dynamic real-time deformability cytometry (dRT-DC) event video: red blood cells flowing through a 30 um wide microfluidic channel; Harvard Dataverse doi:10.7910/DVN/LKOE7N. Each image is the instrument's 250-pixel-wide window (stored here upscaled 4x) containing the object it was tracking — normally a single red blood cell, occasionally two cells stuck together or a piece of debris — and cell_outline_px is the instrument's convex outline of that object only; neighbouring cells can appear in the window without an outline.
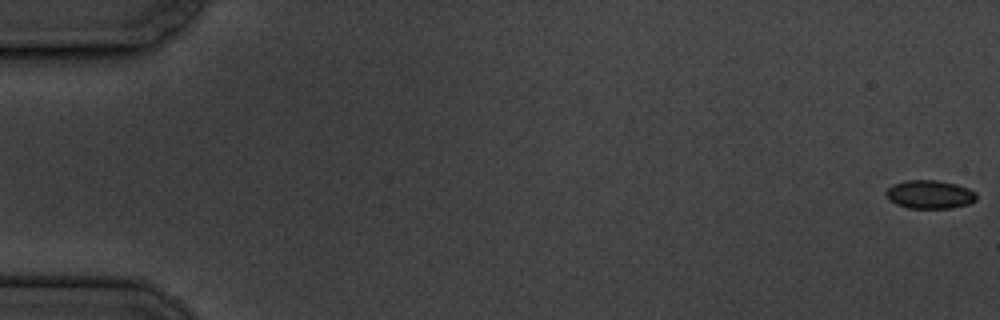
{"species": "common noctule bat (a hibernating species)", "species_latin": "Nyctalus noctula", "temperature_condition": "cold", "stored_images_in_passage": 6, "camera_frame_rate_fps": 3000, "um_per_image_px": 0.085, "animal": {"sex": "male", "body_mass_g": 19.5, "forearm_length_mm": 54.6}, "frame": {"image": 1, "passage_image": 1, "time_ms": 0.0, "image_size_px": [1000, 320], "cell_outline_px": [[976, 200], [968, 204], [952, 208], [908, 208], [896, 204], [884, 192], [892, 184], [904, 180], [936, 180], [956, 184], [968, 188], [976, 192]], "centroid_in_image_um": [79.03, 16.52], "position_along_channel_um": 6.0, "area_um2": 14.97}}
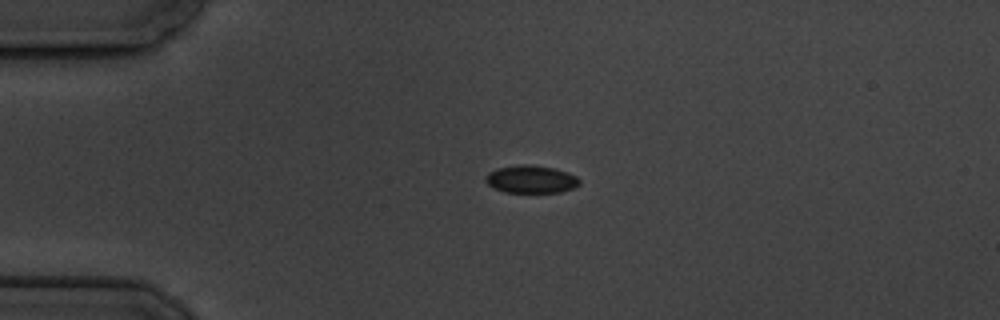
{"frame": {"image": 2, "passage_image": 5, "time_ms": 4.667, "image_size_px": [1000, 320], "cell_outline_px": [[580, 184], [572, 188], [560, 192], [504, 192], [488, 184], [484, 180], [484, 176], [488, 172], [496, 168], [524, 164], [532, 164], [552, 168], [568, 172], [576, 176], [580, 180]], "centroid_in_image_um": [45.12, 15.22], "position_along_channel_um": 39.9, "area_um2": 15.14}}